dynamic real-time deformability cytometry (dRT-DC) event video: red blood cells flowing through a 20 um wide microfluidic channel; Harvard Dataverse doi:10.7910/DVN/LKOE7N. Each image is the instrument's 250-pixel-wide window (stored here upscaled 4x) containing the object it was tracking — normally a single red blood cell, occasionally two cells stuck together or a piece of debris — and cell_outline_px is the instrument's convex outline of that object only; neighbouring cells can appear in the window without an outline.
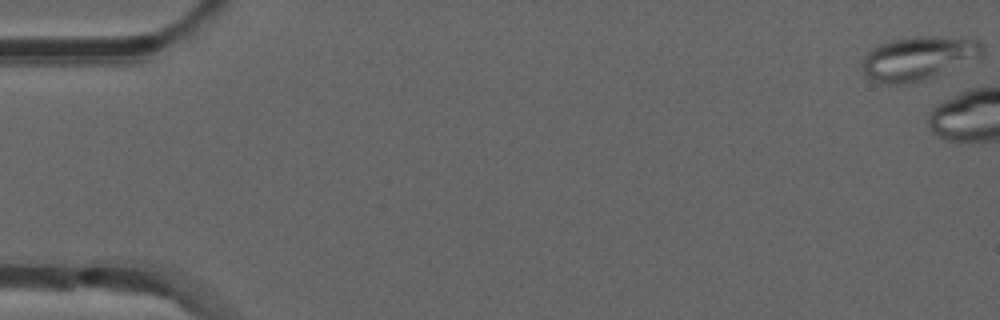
{"species": "common noctule bat (a hibernating species)", "species_latin": "Nyctalus noctula", "temperature_condition": "room temperature", "stored_images_in_passage": 5, "camera_frame_rate_fps": 3000, "um_per_image_px": 0.085, "animal": {"sex": "male", "forearm_length_mm": 52.5}, "frame": {"image": 1, "passage_image": 1, "time_ms": 0.0, "image_size_px": [1000, 320], "cell_outline_px": [[984, 56], [924, 80], [908, 84], [888, 84], [872, 80], [864, 72], [864, 56], [872, 48], [880, 44], [892, 40], [916, 36], [968, 36], [980, 40], [984, 44]], "centroid_in_image_um": [78.18, 4.91], "position_along_channel_um": 6.8, "area_um2": 31.04}}